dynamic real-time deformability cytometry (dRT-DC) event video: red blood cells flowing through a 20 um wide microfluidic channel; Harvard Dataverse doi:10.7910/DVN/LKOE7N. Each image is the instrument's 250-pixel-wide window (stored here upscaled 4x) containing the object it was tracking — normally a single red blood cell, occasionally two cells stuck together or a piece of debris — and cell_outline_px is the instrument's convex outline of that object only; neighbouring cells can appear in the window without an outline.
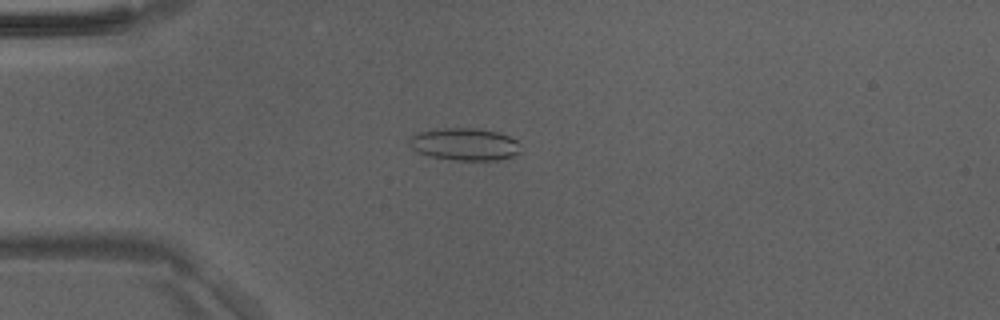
{"species": "Egyptian fruit bat (a non-hibernating species)", "species_latin": "Rousettus aegyptiacus", "temperature_condition": "room temperature", "stored_images_in_passage": 48, "camera_frame_rate_fps": 3000, "um_per_image_px": 0.085, "animal": {"sex": "male"}, "frame": {"image": 1, "passage_image": 12, "time_ms": 3.667, "image_size_px": [1000, 320], "cell_outline_px": [[516, 152], [512, 156], [496, 160], [456, 160], [432, 156], [416, 152], [408, 144], [408, 140], [412, 136], [420, 132], [436, 128], [476, 128], [496, 132], [508, 136], [516, 140]], "centroid_in_image_um": [39.4, 12.25], "position_along_channel_um": 45.6, "area_um2": 20.58}}
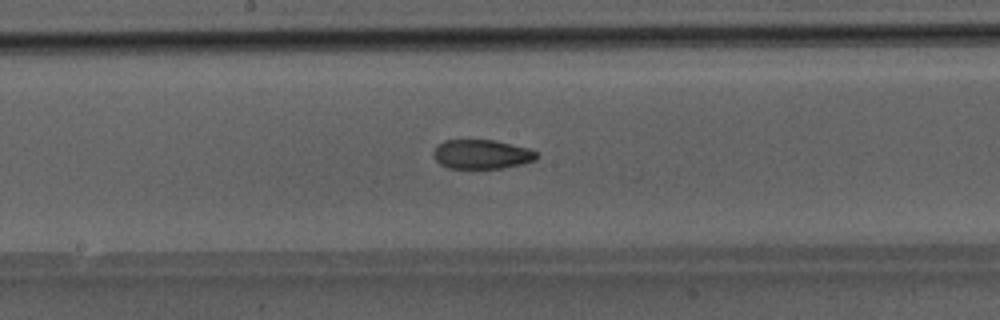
{"frame": {"image": 2, "passage_image": 25, "time_ms": 8.0, "image_size_px": [1000, 320], "cell_outline_px": [[536, 160], [504, 168], [448, 168], [440, 164], [432, 156], [432, 152], [436, 144], [444, 140], [496, 140], [532, 148], [536, 152]], "centroid_in_image_um": [40.92, 13.1], "position_along_channel_um": 207.3, "area_um2": 17.86}}
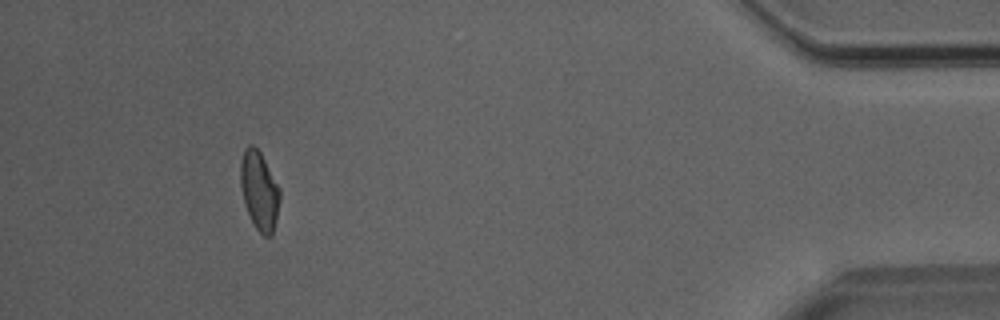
{"frame": {"image": 3, "passage_image": 44, "time_ms": 14.333, "image_size_px": [1000, 320], "cell_outline_px": [[280, 200], [276, 220], [272, 236], [264, 236], [256, 228], [244, 204], [240, 184], [240, 164], [244, 148], [248, 144], [252, 144], [260, 152], [280, 188]], "centroid_in_image_um": [22.04, 16.19], "position_along_channel_um": 413.2, "area_um2": 18.03}}